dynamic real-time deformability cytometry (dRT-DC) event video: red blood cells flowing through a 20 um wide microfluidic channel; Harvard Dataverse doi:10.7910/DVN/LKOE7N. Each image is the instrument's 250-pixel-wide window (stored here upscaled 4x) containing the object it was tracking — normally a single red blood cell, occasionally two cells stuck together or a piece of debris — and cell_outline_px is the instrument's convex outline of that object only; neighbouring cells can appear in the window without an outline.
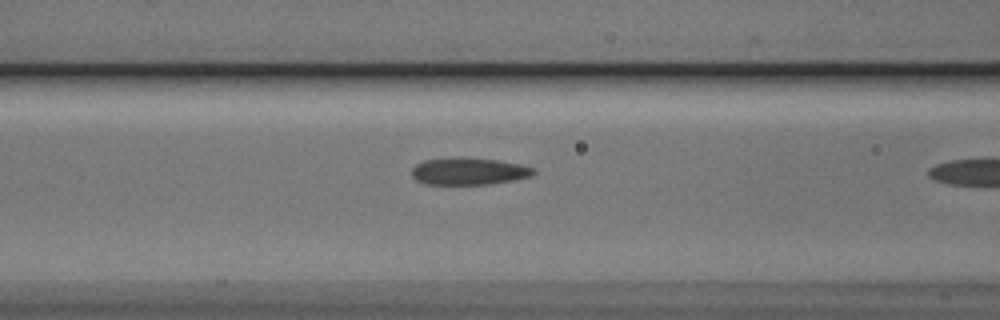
{"species": "Egyptian fruit bat (a non-hibernating species)", "species_latin": "Rousettus aegyptiacus", "temperature_condition": "cold", "stored_images_in_passage": 4, "camera_frame_rate_fps": 3000, "um_per_image_px": 0.085, "animal": {"sex": "male"}, "frame": {"image": 1, "passage_image": 3, "time_ms": 0.667, "image_size_px": [1000, 320], "cell_outline_px": [[536, 172], [532, 176], [512, 180], [488, 184], [424, 184], [416, 180], [412, 176], [412, 168], [416, 164], [424, 160], [460, 156], [496, 160], [520, 164], [536, 168]], "centroid_in_image_um": [39.84, 14.54], "position_along_channel_um": 126.8, "area_um2": 19.42}}